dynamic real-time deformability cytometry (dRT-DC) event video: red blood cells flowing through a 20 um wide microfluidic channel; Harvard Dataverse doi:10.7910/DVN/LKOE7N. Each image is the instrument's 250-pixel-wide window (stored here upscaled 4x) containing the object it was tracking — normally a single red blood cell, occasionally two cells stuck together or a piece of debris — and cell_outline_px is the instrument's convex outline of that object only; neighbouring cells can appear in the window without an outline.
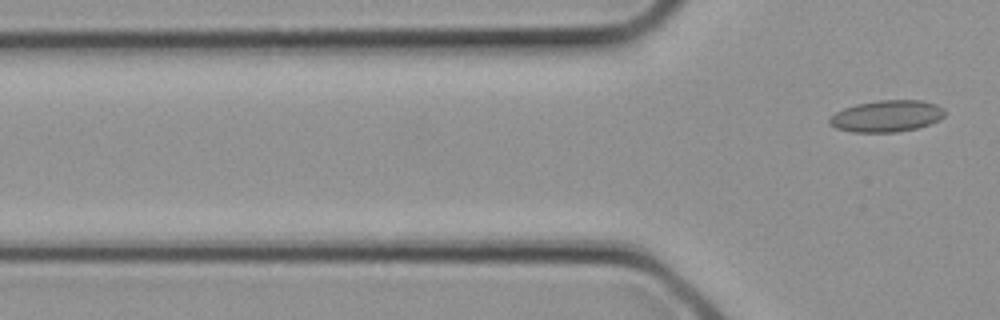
{"species": "common noctule bat (a hibernating species)", "species_latin": "Nyctalus noctula", "temperature_condition": "cold", "stored_images_in_passage": 3, "camera_frame_rate_fps": 3000, "um_per_image_px": 0.085, "animal": {"sex": "female", "body_mass_g": 21.9}, "frame": {"image": 1, "passage_image": 3, "time_ms": 0.667, "image_size_px": [1000, 320], "cell_outline_px": [[948, 112], [940, 120], [916, 128], [896, 132], [852, 132], [836, 128], [828, 124], [828, 120], [836, 112], [844, 108], [856, 104], [880, 100], [920, 100], [936, 104], [944, 108]], "centroid_in_image_um": [75.39, 9.86], "position_along_channel_um": 50.4, "area_um2": 21.33}}